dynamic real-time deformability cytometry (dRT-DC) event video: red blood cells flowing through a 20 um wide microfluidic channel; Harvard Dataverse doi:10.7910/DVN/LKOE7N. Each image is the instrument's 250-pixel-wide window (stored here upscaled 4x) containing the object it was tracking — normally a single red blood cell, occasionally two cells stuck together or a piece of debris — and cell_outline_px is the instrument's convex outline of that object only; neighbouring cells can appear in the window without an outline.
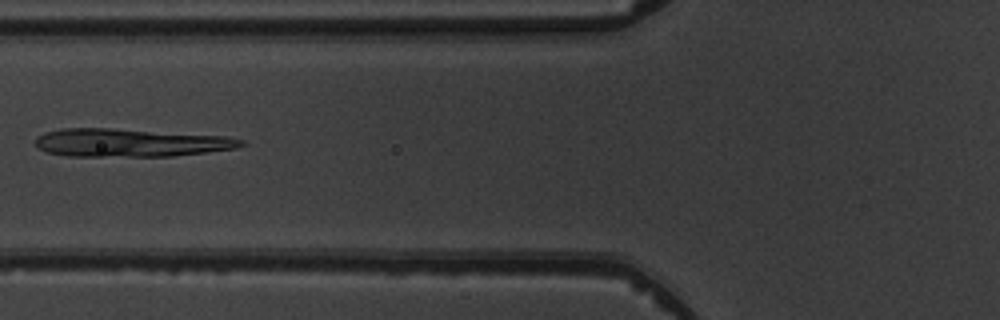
{"species": "common noctule bat (a hibernating species)", "species_latin": "Nyctalus noctula", "temperature_condition": "warm", "stored_images_in_passage": 5, "camera_frame_rate_fps": 3000, "um_per_image_px": 0.085, "animal": {"sex": "male", "body_mass_g": 19.5, "forearm_length_mm": 54.6}, "frame": {"image": 1, "passage_image": 5, "time_ms": 5.0, "image_size_px": [1000, 320], "cell_outline_px": [[244, 144], [236, 148], [208, 152], [172, 156], [68, 156], [48, 152], [36, 148], [36, 136], [44, 132], [60, 128], [112, 128], [228, 136], [244, 140]], "centroid_in_image_um": [11.06, 12.12], "position_along_channel_um": 114.7, "area_um2": 33.87}}